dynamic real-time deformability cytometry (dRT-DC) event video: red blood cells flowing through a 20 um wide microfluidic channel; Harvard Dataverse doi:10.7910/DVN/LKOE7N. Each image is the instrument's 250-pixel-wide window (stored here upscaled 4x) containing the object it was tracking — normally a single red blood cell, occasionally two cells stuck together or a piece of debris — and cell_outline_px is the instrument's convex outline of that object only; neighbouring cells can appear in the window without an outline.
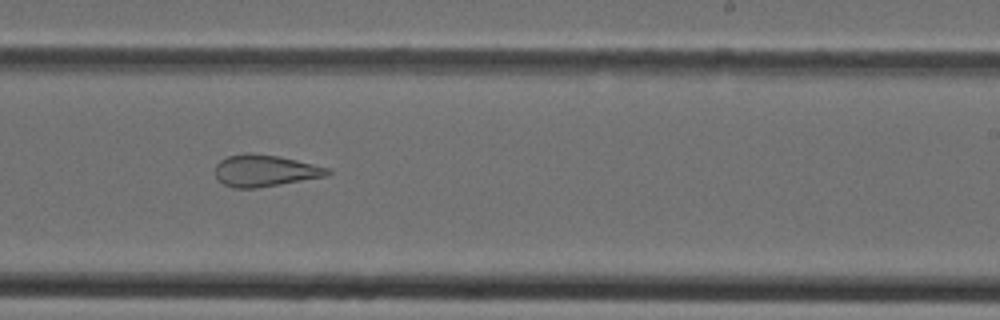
{"species": "Egyptian fruit bat (a non-hibernating species)", "species_latin": "Rousettus aegyptiacus", "temperature_condition": "cold", "stored_images_in_passage": 35, "camera_frame_rate_fps": 3000, "um_per_image_px": 0.085, "animal": {"sex": "female"}, "frame": {"image": 1, "passage_image": 20, "time_ms": 6.333, "image_size_px": [1000, 320], "cell_outline_px": [[332, 172], [328, 176], [256, 188], [232, 188], [224, 184], [216, 176], [216, 164], [220, 160], [228, 156], [248, 152], [280, 156], [332, 168]], "centroid_in_image_um": [22.57, 14.5], "position_along_channel_um": 266.4, "area_um2": 20.92}}